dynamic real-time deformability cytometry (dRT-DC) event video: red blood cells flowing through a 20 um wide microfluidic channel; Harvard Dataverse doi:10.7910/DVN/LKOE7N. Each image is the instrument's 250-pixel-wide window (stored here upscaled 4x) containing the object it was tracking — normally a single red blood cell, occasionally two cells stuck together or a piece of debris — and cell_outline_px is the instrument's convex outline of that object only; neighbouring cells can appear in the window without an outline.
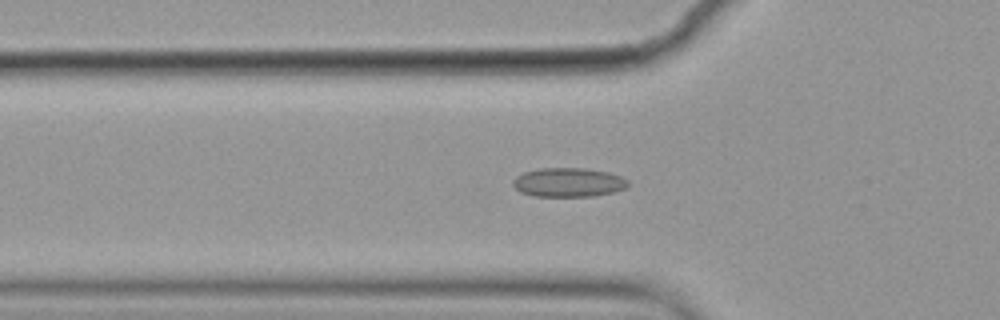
{"species": "common noctule bat (a hibernating species)", "species_latin": "Nyctalus noctula", "temperature_condition": "cold", "stored_images_in_passage": 56, "camera_frame_rate_fps": 3000, "um_per_image_px": 0.085, "animal": {"sex": "female", "body_mass_g": 19.9}, "frame": {"image": 1, "passage_image": 18, "time_ms": 5.667, "image_size_px": [1000, 320], "cell_outline_px": [[628, 184], [624, 188], [612, 192], [592, 196], [532, 196], [520, 192], [512, 184], [512, 180], [516, 176], [524, 172], [540, 168], [584, 168], [608, 172], [620, 176], [628, 180]], "centroid_in_image_um": [48.27, 15.5], "position_along_channel_um": 77.5, "area_um2": 19.42}}
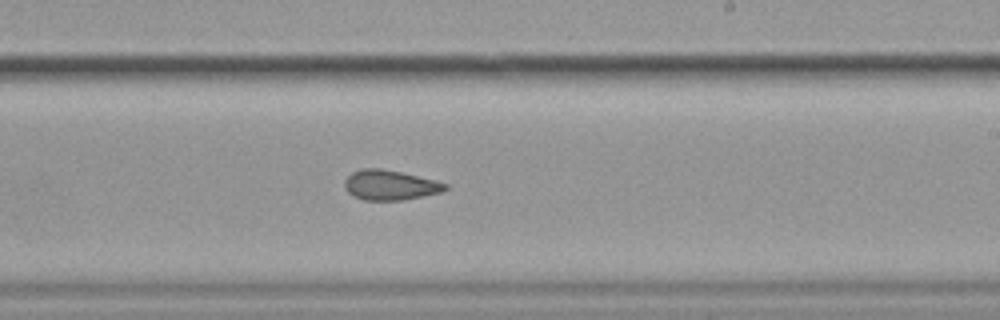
{"frame": {"image": 2, "passage_image": 33, "time_ms": 10.667, "image_size_px": [1000, 320], "cell_outline_px": [[448, 188], [444, 192], [400, 200], [364, 200], [348, 192], [344, 184], [344, 180], [352, 172], [360, 168], [380, 168], [400, 172], [436, 180], [448, 184]], "centroid_in_image_um": [33.18, 15.72], "position_along_channel_um": 255.8, "area_um2": 17.51}}
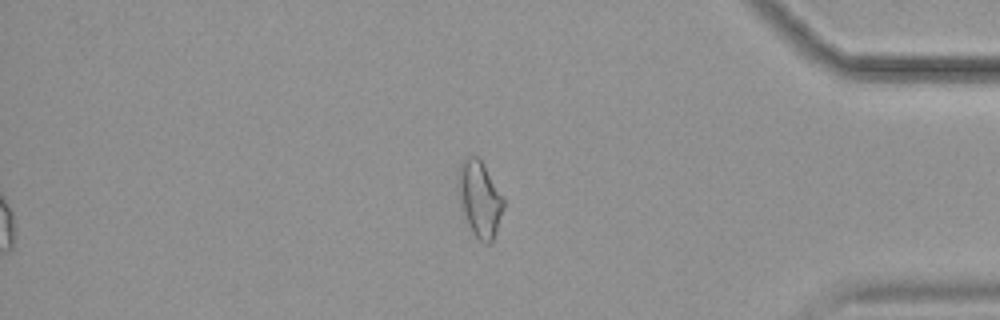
{"frame": {"image": 3, "passage_image": 47, "time_ms": 15.333, "image_size_px": [1000, 320], "cell_outline_px": [[504, 208], [492, 244], [484, 244], [472, 232], [460, 208], [456, 188], [456, 172], [460, 164], [468, 156], [476, 156], [484, 164], [504, 200]], "centroid_in_image_um": [40.72, 16.91], "position_along_channel_um": 394.5, "area_um2": 20.46}, "authors_computed_cell_mechanics": {"area_um2": 19.2474, "velocity_mm_per_s": 3.5612, "shape_relaxation_time_tau1_ms": null, "shape_relaxation_time_tau2_ms": 2.4182, "deformation_change_tau1": null, "deformation_change_tau2": 0.084}}